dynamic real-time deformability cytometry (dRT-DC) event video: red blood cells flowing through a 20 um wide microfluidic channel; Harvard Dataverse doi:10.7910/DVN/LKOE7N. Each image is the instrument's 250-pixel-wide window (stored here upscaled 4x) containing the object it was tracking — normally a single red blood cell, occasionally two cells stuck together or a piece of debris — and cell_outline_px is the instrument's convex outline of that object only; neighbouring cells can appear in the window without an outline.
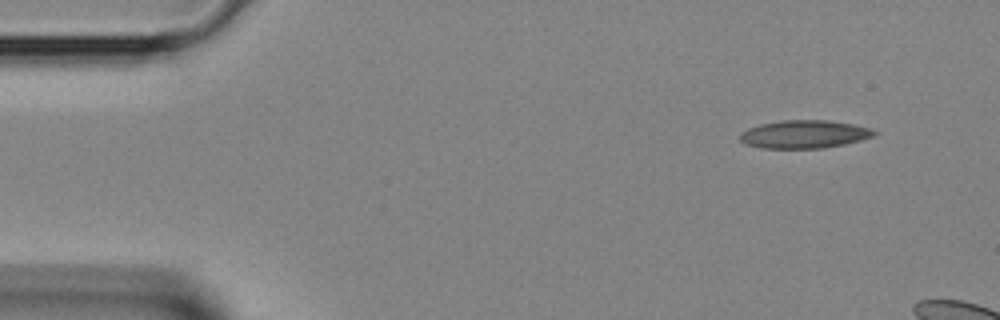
{"species": "Egyptian fruit bat (a non-hibernating species)", "species_latin": "Rousettus aegyptiacus", "temperature_condition": "room temperature", "stored_images_in_passage": 3, "camera_frame_rate_fps": 3000, "um_per_image_px": 0.085, "animal": {"sex": "female"}, "frame": {"image": 1, "passage_image": 1, "time_ms": 0.0, "image_size_px": [1000, 320], "cell_outline_px": [[880, 132], [872, 136], [860, 140], [844, 144], [824, 148], [760, 148], [744, 144], [740, 140], [740, 132], [748, 128], [760, 124], [784, 120], [828, 120], [852, 124], [872, 128]], "centroid_in_image_um": [68.36, 11.41], "position_along_channel_um": 16.6, "area_um2": 22.02}}